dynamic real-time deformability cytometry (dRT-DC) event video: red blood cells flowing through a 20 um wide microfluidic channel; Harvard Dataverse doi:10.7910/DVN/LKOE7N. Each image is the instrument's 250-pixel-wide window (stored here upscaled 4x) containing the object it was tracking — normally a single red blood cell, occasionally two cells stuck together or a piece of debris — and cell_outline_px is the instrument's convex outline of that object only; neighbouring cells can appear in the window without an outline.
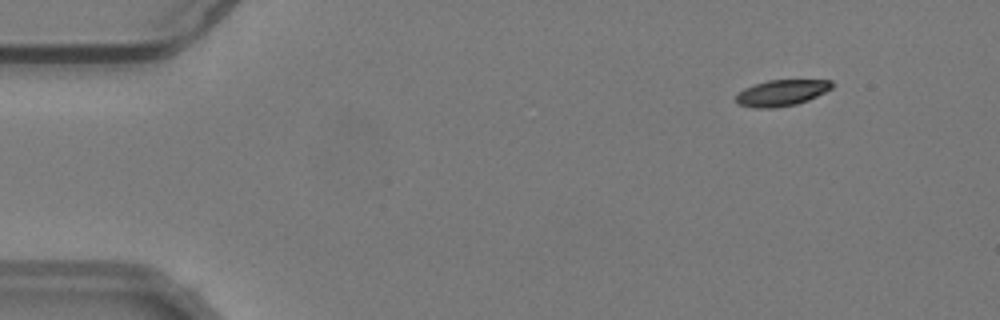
{"species": "common noctule bat (a hibernating species)", "species_latin": "Nyctalus noctula", "temperature_condition": "warm", "stored_images_in_passage": 56, "camera_frame_rate_fps": 3000, "um_per_image_px": 0.085, "animal": {"sex": "male", "body_mass_g": 19.2, "forearm_length_mm": 51.8}, "frame": {"image": 1, "passage_image": 7, "time_ms": 2.0, "image_size_px": [1000, 320], "cell_outline_px": [[832, 88], [808, 100], [796, 104], [776, 108], [756, 108], [740, 104], [736, 100], [736, 96], [744, 88], [768, 80], [832, 80]], "centroid_in_image_um": [66.45, 7.89], "position_along_channel_um": 18.6, "area_um2": 14.39}}
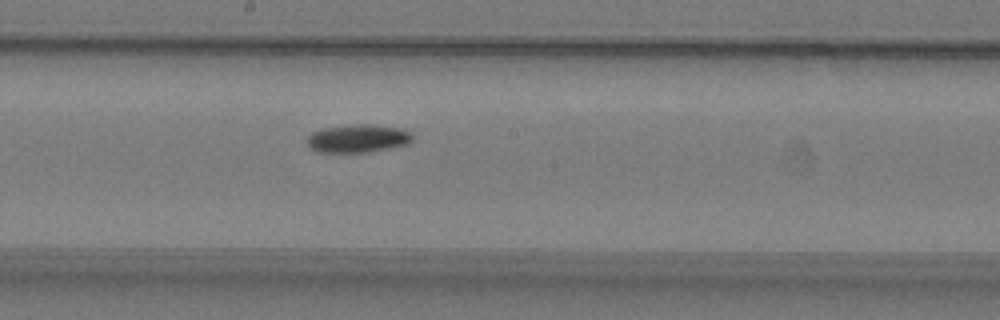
{"frame": {"image": 2, "passage_image": 31, "time_ms": 10.0, "image_size_px": [1000, 320], "cell_outline_px": [[412, 140], [408, 144], [368, 152], [316, 152], [308, 148], [308, 136], [312, 132], [324, 128], [356, 124], [372, 124], [400, 128], [412, 132]], "centroid_in_image_um": [30.42, 11.77], "position_along_channel_um": 217.8, "area_um2": 17.28}}
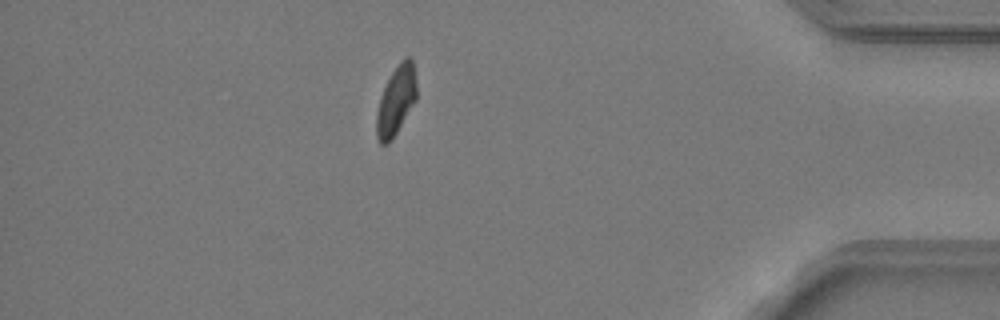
{"frame": {"image": 3, "passage_image": 49, "time_ms": 16.0, "image_size_px": [1000, 320], "cell_outline_px": [[416, 100], [392, 140], [388, 144], [380, 144], [376, 136], [376, 112], [380, 96], [392, 72], [400, 60], [404, 56], [408, 56], [412, 60], [416, 84]], "centroid_in_image_um": [33.65, 8.57], "position_along_channel_um": 401.6, "area_um2": 16.13}, "authors_computed_cell_mechanics": {"area_um2": 16.184, "velocity_mm_per_s": 3.7701, "shape_relaxation_time_tau1_ms": 4.8394, "shape_relaxation_time_tau2_ms": null, "deformation_change_tau1": 0.1283, "deformation_change_tau2": null}}